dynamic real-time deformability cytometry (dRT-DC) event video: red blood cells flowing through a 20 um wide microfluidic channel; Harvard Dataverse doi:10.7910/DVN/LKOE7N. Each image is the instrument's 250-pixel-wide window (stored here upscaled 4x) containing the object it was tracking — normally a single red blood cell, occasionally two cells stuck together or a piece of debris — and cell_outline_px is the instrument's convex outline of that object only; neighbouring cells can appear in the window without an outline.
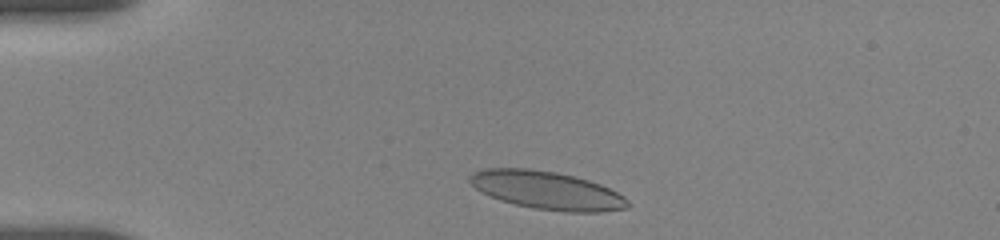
{"species": "human", "species_latin": "Homo sapiens", "temperature_condition": "room temperature", "stored_images_in_passage": 15, "camera_frame_rate_fps": 3000, "um_per_image_px": 0.085, "donor": {"sex": "female"}, "frame": {"image": 1, "passage_image": 5, "time_ms": 0.667, "image_size_px": [1000, 240], "cell_outline_px": [[632, 204], [628, 208], [600, 212], [564, 212], [532, 208], [500, 200], [476, 188], [468, 180], [468, 176], [472, 172], [484, 168], [528, 168], [556, 172], [576, 176], [600, 184], [624, 196]], "centroid_in_image_um": [46.51, 16.17], "position_along_channel_um": 38.5, "area_um2": 35.14}}